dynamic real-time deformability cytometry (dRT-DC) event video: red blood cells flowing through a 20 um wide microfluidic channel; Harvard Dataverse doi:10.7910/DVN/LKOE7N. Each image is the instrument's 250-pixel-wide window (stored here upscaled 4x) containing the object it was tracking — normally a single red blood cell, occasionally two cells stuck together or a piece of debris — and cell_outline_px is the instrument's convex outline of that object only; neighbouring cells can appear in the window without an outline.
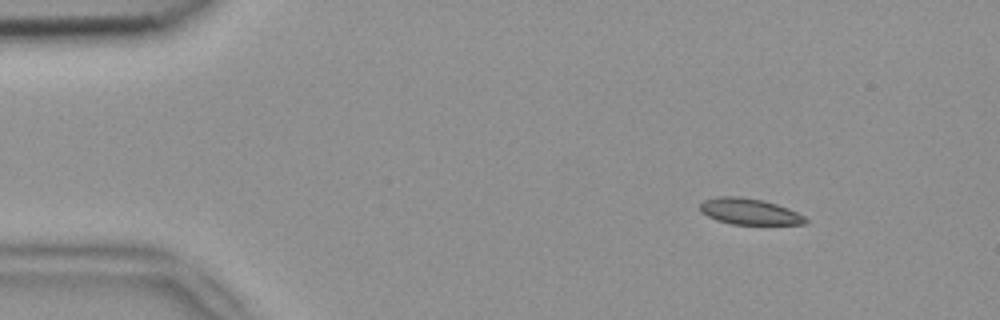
{"species": "common noctule bat (a hibernating species)", "species_latin": "Nyctalus noctula", "temperature_condition": "room temperature", "stored_images_in_passage": 3, "camera_frame_rate_fps": 3000, "um_per_image_px": 0.085, "animal": {"sex": "female", "body_mass_g": 18.4}, "frame": {"image": 1, "passage_image": 2, "time_ms": 0.333, "image_size_px": [1000, 320], "cell_outline_px": [[808, 220], [804, 224], [732, 224], [716, 220], [700, 212], [700, 204], [704, 200], [716, 196], [740, 196], [764, 200], [788, 208], [804, 216]], "centroid_in_image_um": [63.66, 17.97], "position_along_channel_um": 21.3, "area_um2": 16.07}}